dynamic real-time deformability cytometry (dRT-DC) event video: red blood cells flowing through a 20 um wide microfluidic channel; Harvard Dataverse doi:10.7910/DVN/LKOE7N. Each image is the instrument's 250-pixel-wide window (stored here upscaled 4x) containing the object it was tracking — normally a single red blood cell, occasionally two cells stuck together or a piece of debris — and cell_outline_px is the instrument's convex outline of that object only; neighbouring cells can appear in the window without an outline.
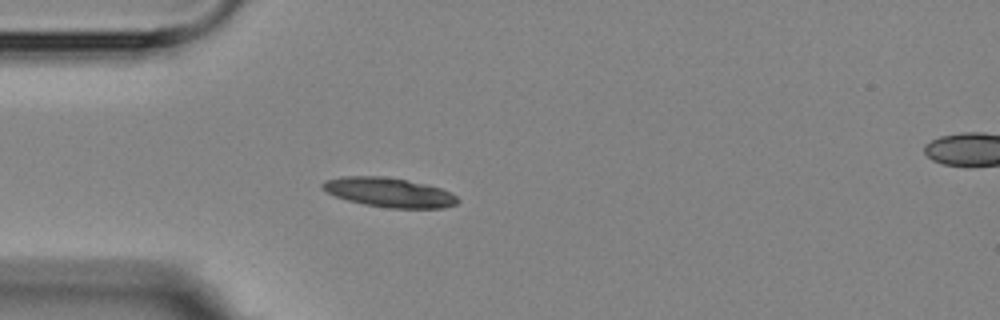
{"species": "Egyptian fruit bat (a non-hibernating species)", "species_latin": "Rousettus aegyptiacus", "temperature_condition": "room temperature", "stored_images_in_passage": 5, "segment_of_instrument_passage": [1, 2], "camera_frame_rate_fps": 3000, "um_per_image_px": 0.085, "animal": {"sex": "female"}, "frame": {"image": 1, "passage_image": 4, "time_ms": 3.333, "image_size_px": [1000, 320], "cell_outline_px": [[460, 200], [456, 204], [444, 208], [388, 208], [364, 204], [348, 200], [336, 196], [320, 188], [320, 184], [328, 180], [344, 176], [380, 176], [428, 184], [440, 188], [456, 196]], "centroid_in_image_um": [33.08, 16.36], "position_along_channel_um": 51.9, "area_um2": 22.95}}